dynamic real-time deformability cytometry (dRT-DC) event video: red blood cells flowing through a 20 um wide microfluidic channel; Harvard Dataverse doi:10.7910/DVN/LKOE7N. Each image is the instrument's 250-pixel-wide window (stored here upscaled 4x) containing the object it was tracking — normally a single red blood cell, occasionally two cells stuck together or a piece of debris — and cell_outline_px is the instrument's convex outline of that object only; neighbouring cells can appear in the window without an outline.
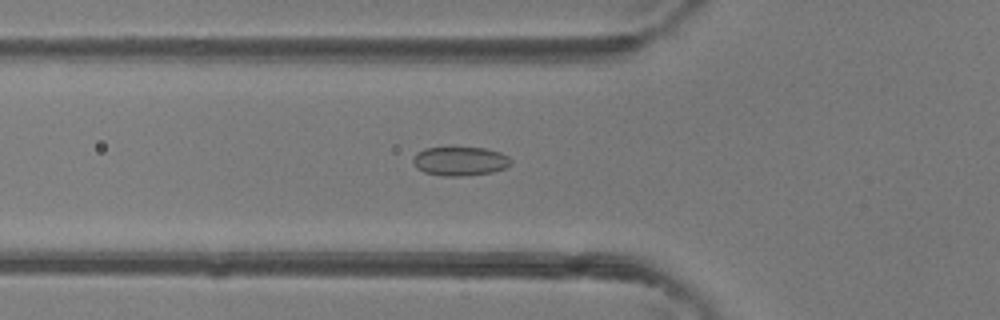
{"species": "common noctule bat (a hibernating species)", "species_latin": "Nyctalus noctula", "temperature_condition": "room temperature", "stored_images_in_passage": 38, "camera_frame_rate_fps": 3000, "um_per_image_px": 0.085, "animal": {"sex": "female"}, "frame": {"image": 1, "passage_image": 8, "time_ms": 2.333, "image_size_px": [1000, 320], "cell_outline_px": [[512, 164], [504, 168], [492, 172], [464, 176], [444, 176], [424, 172], [416, 168], [412, 160], [416, 152], [424, 148], [484, 148], [500, 152], [508, 156], [512, 160]], "centroid_in_image_um": [39.1, 13.7], "position_along_channel_um": 86.7, "area_um2": 16.53}}
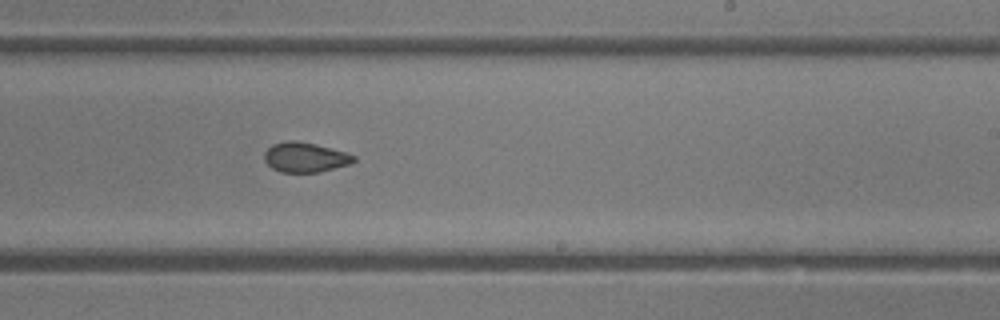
{"frame": {"image": 2, "passage_image": 20, "time_ms": 6.333, "image_size_px": [1000, 320], "cell_outline_px": [[356, 160], [348, 164], [316, 172], [280, 172], [272, 168], [264, 160], [264, 152], [272, 144], [288, 140], [296, 140], [316, 144], [344, 152], [356, 156]], "centroid_in_image_um": [25.89, 13.35], "position_along_channel_um": 263.1, "area_um2": 15.37}}
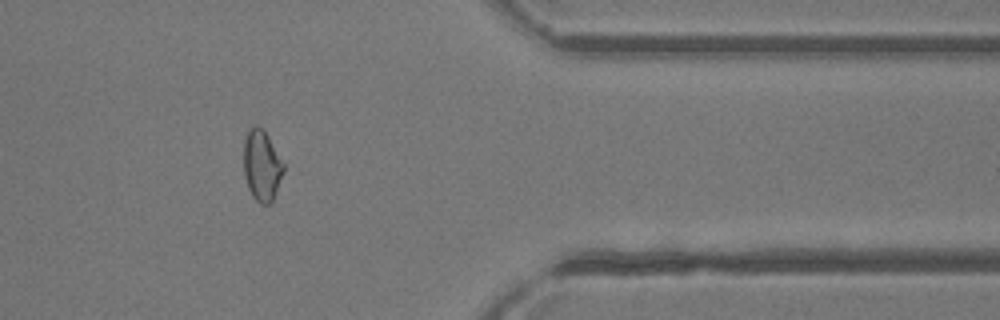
{"frame": {"image": 3, "passage_image": 30, "time_ms": 9.667, "image_size_px": [1000, 320], "cell_outline_px": [[284, 172], [272, 200], [268, 204], [260, 204], [252, 196], [248, 188], [244, 176], [244, 140], [248, 132], [256, 124], [264, 128], [284, 164]], "centroid_in_image_um": [22.25, 14.06], "position_along_channel_um": 389.2, "area_um2": 16.42}, "authors_computed_cell_mechanics": {"area_um2": 16.5019, "velocity_mm_per_s": 4.3865, "shape_relaxation_time_tau1_ms": null, "shape_relaxation_time_tau2_ms": 1.0478, "deformation_change_tau1": null, "deformation_change_tau2": 0.0528}}